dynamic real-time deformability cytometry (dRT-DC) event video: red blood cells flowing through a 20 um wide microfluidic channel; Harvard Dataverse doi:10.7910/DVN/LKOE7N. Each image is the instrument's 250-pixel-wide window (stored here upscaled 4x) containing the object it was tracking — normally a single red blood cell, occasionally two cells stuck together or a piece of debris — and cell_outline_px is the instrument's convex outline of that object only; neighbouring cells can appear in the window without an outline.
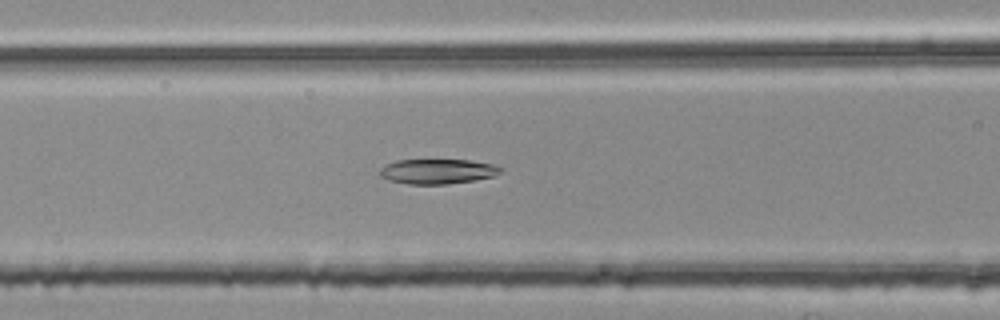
{"species": "common noctule bat (a hibernating species)", "species_latin": "Nyctalus noctula", "temperature_condition": "room temperature", "stored_images_in_passage": 42, "camera_frame_rate_fps": 3000, "um_per_image_px": 0.085, "animal": {"sex": "female", "body_mass_g": 25.1}, "frame": {"image": 1, "passage_image": 10, "time_ms": 3.0, "image_size_px": [1000, 320], "cell_outline_px": [[504, 168], [496, 176], [476, 180], [448, 184], [408, 184], [388, 180], [380, 176], [380, 168], [396, 160], [472, 160], [492, 164]], "centroid_in_image_um": [37.23, 14.57], "position_along_channel_um": 129.4, "area_um2": 17.63}}
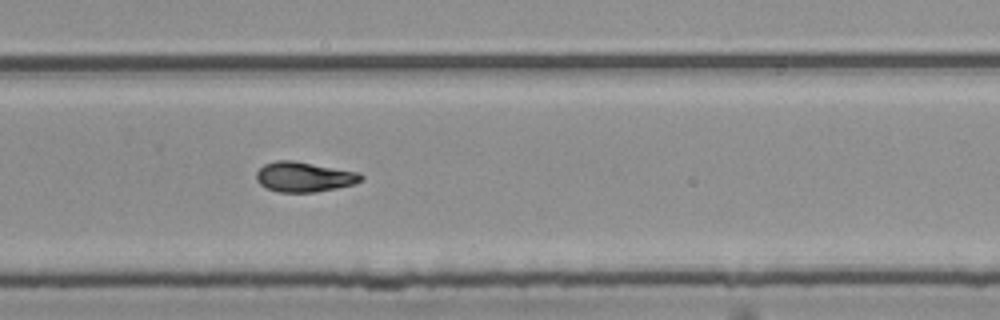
{"frame": {"image": 2, "passage_image": 24, "time_ms": 7.667, "image_size_px": [1000, 320], "cell_outline_px": [[364, 180], [356, 184], [316, 192], [276, 192], [260, 184], [256, 180], [256, 172], [264, 164], [276, 160], [292, 160], [360, 172], [364, 176]], "centroid_in_image_um": [25.88, 15.03], "position_along_channel_um": 303.9, "area_um2": 18.5}}
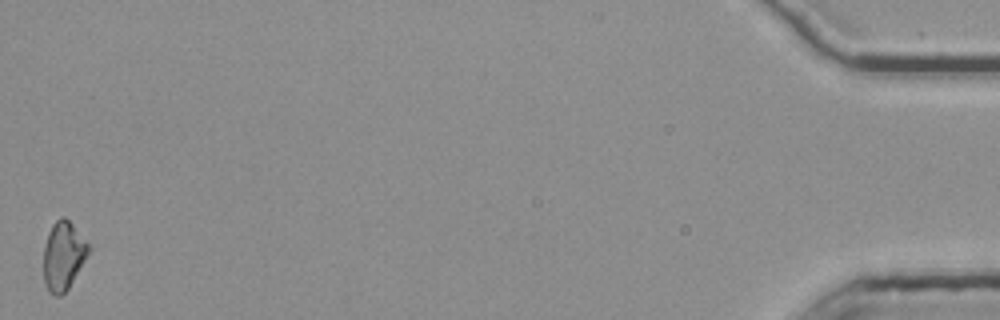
{"frame": {"image": 3, "passage_image": 42, "time_ms": 13.667, "image_size_px": [1000, 320], "cell_outline_px": [[92, 248], [68, 288], [60, 296], [56, 296], [48, 292], [44, 284], [44, 244], [48, 232], [52, 224], [60, 216], [64, 216], [72, 224]], "centroid_in_image_um": [5.37, 21.73], "position_along_channel_um": 429.8, "area_um2": 17.98}, "authors_computed_cell_mechanics": {"area_um2": 17.9758, "velocity_mm_per_s": 3.7517, "shape_relaxation_time_tau1_ms": 9.1833, "shape_relaxation_time_tau2_ms": 6.0683, "deformation_change_tau1": 0.2517, "deformation_change_tau2": 0.1416}}